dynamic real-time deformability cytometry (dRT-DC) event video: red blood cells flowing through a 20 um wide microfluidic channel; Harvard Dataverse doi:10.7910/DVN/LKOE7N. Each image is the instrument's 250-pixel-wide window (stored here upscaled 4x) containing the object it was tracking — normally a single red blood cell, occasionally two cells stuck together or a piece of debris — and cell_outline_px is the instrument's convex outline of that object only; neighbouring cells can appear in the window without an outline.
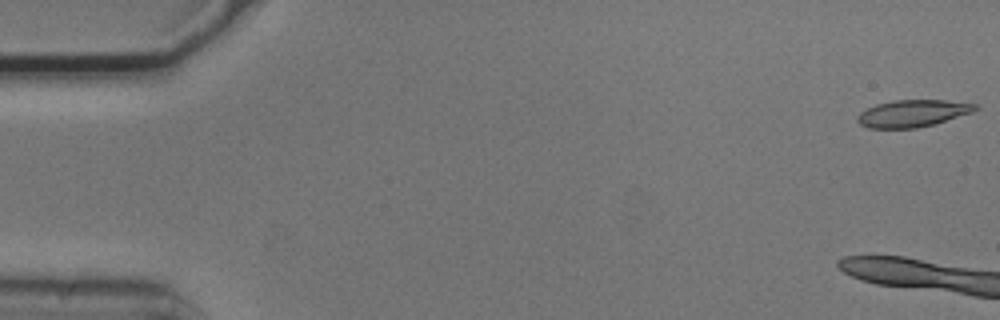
{"species": "common noctule bat (a hibernating species)", "species_latin": "Nyctalus noctula", "temperature_condition": "cold", "stored_images_in_passage": 15, "camera_frame_rate_fps": 3000, "um_per_image_px": 0.085, "animal": {"sex": "male", "body_mass_g": 20.5, "forearm_length_mm": 52.5}, "frame": {"image": 1, "passage_image": 1, "time_ms": 0.0, "image_size_px": [1000, 320], "cell_outline_px": [[980, 108], [972, 112], [936, 124], [916, 128], [868, 128], [860, 124], [856, 120], [856, 116], [860, 112], [876, 104], [892, 100], [944, 100], [976, 104]], "centroid_in_image_um": [77.57, 9.64], "position_along_channel_um": 7.4, "area_um2": 18.67}}